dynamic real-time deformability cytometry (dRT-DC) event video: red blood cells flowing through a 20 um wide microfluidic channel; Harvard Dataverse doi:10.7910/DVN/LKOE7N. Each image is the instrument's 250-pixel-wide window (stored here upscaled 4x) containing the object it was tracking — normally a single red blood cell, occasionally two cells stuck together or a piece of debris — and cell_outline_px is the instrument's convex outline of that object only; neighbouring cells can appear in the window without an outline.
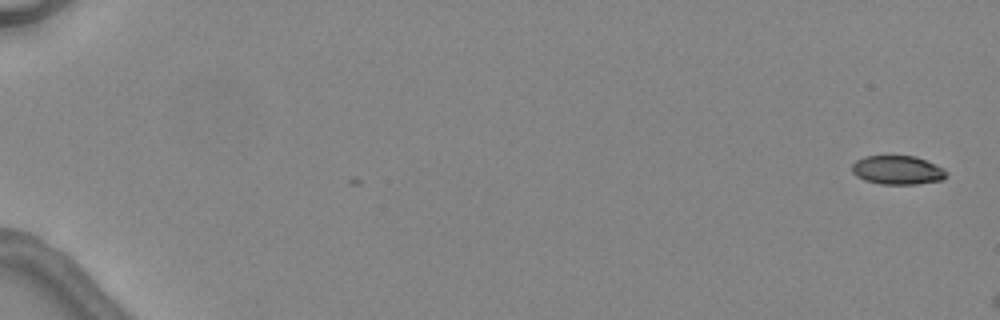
{"species": "common noctule bat (a hibernating species)", "species_latin": "Nyctalus noctula", "temperature_condition": "warm", "stored_images_in_passage": 2, "camera_frame_rate_fps": 3000, "um_per_image_px": 0.085, "animal": {"sex": "female", "body_mass_g": 24.6, "forearm_length_mm": 56.2}, "frame": {"image": 1, "passage_image": 2, "time_ms": 1.667, "image_size_px": [1000, 320], "cell_outline_px": [[948, 176], [944, 180], [916, 184], [880, 184], [864, 180], [856, 176], [852, 172], [852, 164], [856, 160], [864, 156], [916, 156], [936, 164], [944, 168], [948, 172]], "centroid_in_image_um": [76.32, 14.46], "position_along_channel_um": 8.7, "area_um2": 16.13}}